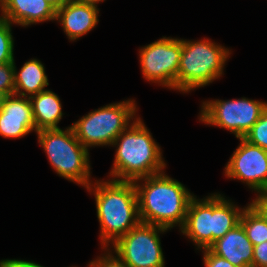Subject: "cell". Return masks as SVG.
<instances>
[{"instance_id": "obj_25", "label": "cell", "mask_w": 267, "mask_h": 267, "mask_svg": "<svg viewBox=\"0 0 267 267\" xmlns=\"http://www.w3.org/2000/svg\"><path fill=\"white\" fill-rule=\"evenodd\" d=\"M252 267H267V241L254 246Z\"/></svg>"}, {"instance_id": "obj_17", "label": "cell", "mask_w": 267, "mask_h": 267, "mask_svg": "<svg viewBox=\"0 0 267 267\" xmlns=\"http://www.w3.org/2000/svg\"><path fill=\"white\" fill-rule=\"evenodd\" d=\"M14 85L15 95L28 98L46 90L49 82L43 64L37 59H30L17 72L14 60Z\"/></svg>"}, {"instance_id": "obj_21", "label": "cell", "mask_w": 267, "mask_h": 267, "mask_svg": "<svg viewBox=\"0 0 267 267\" xmlns=\"http://www.w3.org/2000/svg\"><path fill=\"white\" fill-rule=\"evenodd\" d=\"M243 138L267 151V109Z\"/></svg>"}, {"instance_id": "obj_23", "label": "cell", "mask_w": 267, "mask_h": 267, "mask_svg": "<svg viewBox=\"0 0 267 267\" xmlns=\"http://www.w3.org/2000/svg\"><path fill=\"white\" fill-rule=\"evenodd\" d=\"M89 267H129L123 262L117 255H111L108 251L102 257H98L96 260L90 262Z\"/></svg>"}, {"instance_id": "obj_20", "label": "cell", "mask_w": 267, "mask_h": 267, "mask_svg": "<svg viewBox=\"0 0 267 267\" xmlns=\"http://www.w3.org/2000/svg\"><path fill=\"white\" fill-rule=\"evenodd\" d=\"M9 21L0 17V64L14 62V41Z\"/></svg>"}, {"instance_id": "obj_15", "label": "cell", "mask_w": 267, "mask_h": 267, "mask_svg": "<svg viewBox=\"0 0 267 267\" xmlns=\"http://www.w3.org/2000/svg\"><path fill=\"white\" fill-rule=\"evenodd\" d=\"M209 249L237 267H252L254 245L241 224L217 239Z\"/></svg>"}, {"instance_id": "obj_26", "label": "cell", "mask_w": 267, "mask_h": 267, "mask_svg": "<svg viewBox=\"0 0 267 267\" xmlns=\"http://www.w3.org/2000/svg\"><path fill=\"white\" fill-rule=\"evenodd\" d=\"M0 267H43L32 261L18 260V259H6L0 261Z\"/></svg>"}, {"instance_id": "obj_7", "label": "cell", "mask_w": 267, "mask_h": 267, "mask_svg": "<svg viewBox=\"0 0 267 267\" xmlns=\"http://www.w3.org/2000/svg\"><path fill=\"white\" fill-rule=\"evenodd\" d=\"M266 109V102L247 98L206 101L202 104L200 121L225 128L236 138H243Z\"/></svg>"}, {"instance_id": "obj_5", "label": "cell", "mask_w": 267, "mask_h": 267, "mask_svg": "<svg viewBox=\"0 0 267 267\" xmlns=\"http://www.w3.org/2000/svg\"><path fill=\"white\" fill-rule=\"evenodd\" d=\"M36 133L56 173L87 188L91 184L89 152L77 139L72 127L44 129Z\"/></svg>"}, {"instance_id": "obj_29", "label": "cell", "mask_w": 267, "mask_h": 267, "mask_svg": "<svg viewBox=\"0 0 267 267\" xmlns=\"http://www.w3.org/2000/svg\"><path fill=\"white\" fill-rule=\"evenodd\" d=\"M6 97L7 95L4 92L0 91V110L3 107Z\"/></svg>"}, {"instance_id": "obj_28", "label": "cell", "mask_w": 267, "mask_h": 267, "mask_svg": "<svg viewBox=\"0 0 267 267\" xmlns=\"http://www.w3.org/2000/svg\"><path fill=\"white\" fill-rule=\"evenodd\" d=\"M50 3L55 10L62 8L70 0H45Z\"/></svg>"}, {"instance_id": "obj_10", "label": "cell", "mask_w": 267, "mask_h": 267, "mask_svg": "<svg viewBox=\"0 0 267 267\" xmlns=\"http://www.w3.org/2000/svg\"><path fill=\"white\" fill-rule=\"evenodd\" d=\"M225 167L228 178L242 180L257 193L267 191V151L244 138Z\"/></svg>"}, {"instance_id": "obj_3", "label": "cell", "mask_w": 267, "mask_h": 267, "mask_svg": "<svg viewBox=\"0 0 267 267\" xmlns=\"http://www.w3.org/2000/svg\"><path fill=\"white\" fill-rule=\"evenodd\" d=\"M113 142L117 145L110 176L117 181H135L163 172L166 167L159 145L140 117L135 118ZM118 178V179H117ZM120 178V179H119Z\"/></svg>"}, {"instance_id": "obj_2", "label": "cell", "mask_w": 267, "mask_h": 267, "mask_svg": "<svg viewBox=\"0 0 267 267\" xmlns=\"http://www.w3.org/2000/svg\"><path fill=\"white\" fill-rule=\"evenodd\" d=\"M86 189L94 193L101 228V244L107 249L139 222L137 191L133 181H96ZM91 186L93 188H91Z\"/></svg>"}, {"instance_id": "obj_22", "label": "cell", "mask_w": 267, "mask_h": 267, "mask_svg": "<svg viewBox=\"0 0 267 267\" xmlns=\"http://www.w3.org/2000/svg\"><path fill=\"white\" fill-rule=\"evenodd\" d=\"M0 91L7 96L15 92L14 62L0 64Z\"/></svg>"}, {"instance_id": "obj_4", "label": "cell", "mask_w": 267, "mask_h": 267, "mask_svg": "<svg viewBox=\"0 0 267 267\" xmlns=\"http://www.w3.org/2000/svg\"><path fill=\"white\" fill-rule=\"evenodd\" d=\"M182 40L178 75L175 90L190 92L212 83L223 73L225 62L230 54L227 48L209 39L200 41Z\"/></svg>"}, {"instance_id": "obj_24", "label": "cell", "mask_w": 267, "mask_h": 267, "mask_svg": "<svg viewBox=\"0 0 267 267\" xmlns=\"http://www.w3.org/2000/svg\"><path fill=\"white\" fill-rule=\"evenodd\" d=\"M203 250H204L203 261L205 267H237L231 264L225 258H222L214 254L209 248Z\"/></svg>"}, {"instance_id": "obj_12", "label": "cell", "mask_w": 267, "mask_h": 267, "mask_svg": "<svg viewBox=\"0 0 267 267\" xmlns=\"http://www.w3.org/2000/svg\"><path fill=\"white\" fill-rule=\"evenodd\" d=\"M212 216L213 194L200 201L195 196L191 198L180 230L195 243L198 249H207L212 245Z\"/></svg>"}, {"instance_id": "obj_9", "label": "cell", "mask_w": 267, "mask_h": 267, "mask_svg": "<svg viewBox=\"0 0 267 267\" xmlns=\"http://www.w3.org/2000/svg\"><path fill=\"white\" fill-rule=\"evenodd\" d=\"M181 52L182 40L172 37L142 47L139 58L144 78L175 90Z\"/></svg>"}, {"instance_id": "obj_13", "label": "cell", "mask_w": 267, "mask_h": 267, "mask_svg": "<svg viewBox=\"0 0 267 267\" xmlns=\"http://www.w3.org/2000/svg\"><path fill=\"white\" fill-rule=\"evenodd\" d=\"M98 13L97 4L70 0L56 10L55 20L61 22L70 41H74L97 25Z\"/></svg>"}, {"instance_id": "obj_18", "label": "cell", "mask_w": 267, "mask_h": 267, "mask_svg": "<svg viewBox=\"0 0 267 267\" xmlns=\"http://www.w3.org/2000/svg\"><path fill=\"white\" fill-rule=\"evenodd\" d=\"M243 210L220 194H213L212 244L240 224Z\"/></svg>"}, {"instance_id": "obj_6", "label": "cell", "mask_w": 267, "mask_h": 267, "mask_svg": "<svg viewBox=\"0 0 267 267\" xmlns=\"http://www.w3.org/2000/svg\"><path fill=\"white\" fill-rule=\"evenodd\" d=\"M134 100L113 103L91 111L71 125L75 136L88 149L112 145L136 115Z\"/></svg>"}, {"instance_id": "obj_27", "label": "cell", "mask_w": 267, "mask_h": 267, "mask_svg": "<svg viewBox=\"0 0 267 267\" xmlns=\"http://www.w3.org/2000/svg\"><path fill=\"white\" fill-rule=\"evenodd\" d=\"M252 204L267 220V191L258 193V196L252 201Z\"/></svg>"}, {"instance_id": "obj_19", "label": "cell", "mask_w": 267, "mask_h": 267, "mask_svg": "<svg viewBox=\"0 0 267 267\" xmlns=\"http://www.w3.org/2000/svg\"><path fill=\"white\" fill-rule=\"evenodd\" d=\"M240 224L254 246L267 241V220L252 203L244 208Z\"/></svg>"}, {"instance_id": "obj_1", "label": "cell", "mask_w": 267, "mask_h": 267, "mask_svg": "<svg viewBox=\"0 0 267 267\" xmlns=\"http://www.w3.org/2000/svg\"><path fill=\"white\" fill-rule=\"evenodd\" d=\"M145 181L139 185L138 182ZM140 222L171 229L183 226L192 195L179 181L164 172L133 181Z\"/></svg>"}, {"instance_id": "obj_8", "label": "cell", "mask_w": 267, "mask_h": 267, "mask_svg": "<svg viewBox=\"0 0 267 267\" xmlns=\"http://www.w3.org/2000/svg\"><path fill=\"white\" fill-rule=\"evenodd\" d=\"M168 229L139 222L112 246L114 253L129 267H164V256L158 233Z\"/></svg>"}, {"instance_id": "obj_16", "label": "cell", "mask_w": 267, "mask_h": 267, "mask_svg": "<svg viewBox=\"0 0 267 267\" xmlns=\"http://www.w3.org/2000/svg\"><path fill=\"white\" fill-rule=\"evenodd\" d=\"M36 132L44 129H59L62 119L60 98L51 90H44L30 97Z\"/></svg>"}, {"instance_id": "obj_30", "label": "cell", "mask_w": 267, "mask_h": 267, "mask_svg": "<svg viewBox=\"0 0 267 267\" xmlns=\"http://www.w3.org/2000/svg\"><path fill=\"white\" fill-rule=\"evenodd\" d=\"M81 2H87V3H93V4H98L99 2H102L104 0H78Z\"/></svg>"}, {"instance_id": "obj_11", "label": "cell", "mask_w": 267, "mask_h": 267, "mask_svg": "<svg viewBox=\"0 0 267 267\" xmlns=\"http://www.w3.org/2000/svg\"><path fill=\"white\" fill-rule=\"evenodd\" d=\"M36 132L30 98L8 95L0 110V135L5 138H21Z\"/></svg>"}, {"instance_id": "obj_14", "label": "cell", "mask_w": 267, "mask_h": 267, "mask_svg": "<svg viewBox=\"0 0 267 267\" xmlns=\"http://www.w3.org/2000/svg\"><path fill=\"white\" fill-rule=\"evenodd\" d=\"M0 16L21 26L55 20L56 10L45 0H0Z\"/></svg>"}]
</instances>
